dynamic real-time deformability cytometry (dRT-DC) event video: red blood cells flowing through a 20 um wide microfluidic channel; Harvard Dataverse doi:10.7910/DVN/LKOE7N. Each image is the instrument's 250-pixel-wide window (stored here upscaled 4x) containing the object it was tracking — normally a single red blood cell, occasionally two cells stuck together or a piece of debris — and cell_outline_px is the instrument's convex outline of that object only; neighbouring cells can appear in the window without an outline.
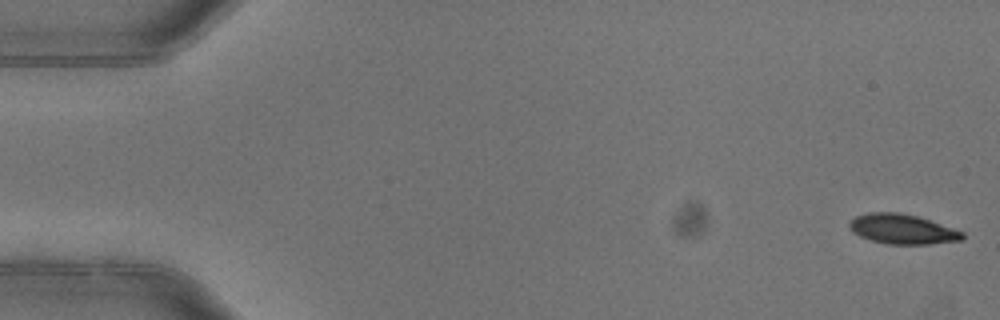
{"species": "common noctule bat (a hibernating species)", "species_latin": "Nyctalus noctula", "temperature_condition": "warm", "stored_images_in_passage": 5, "camera_frame_rate_fps": 3000, "um_per_image_px": 0.085, "animal": {"sex": "female"}, "frame": {"image": 1, "passage_image": 1, "time_ms": 0.0, "image_size_px": [1000, 320], "cell_outline_px": [[964, 236], [960, 240], [928, 244], [888, 244], [872, 240], [860, 236], [852, 232], [848, 228], [848, 224], [856, 216], [868, 212], [900, 212], [916, 216], [964, 232]], "centroid_in_image_um": [76.65, 19.47], "position_along_channel_um": 8.3, "area_um2": 19.42}}
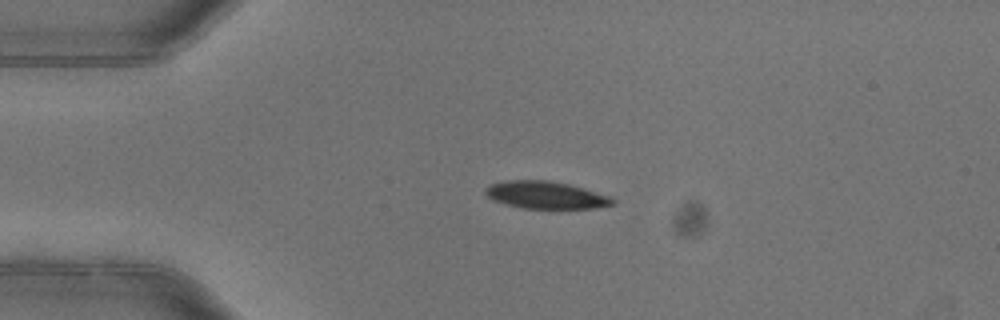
{"frame": {"image": 2, "passage_image": 4, "time_ms": 1.0, "image_size_px": [1000, 320], "cell_outline_px": [[616, 204], [596, 208], [520, 208], [492, 200], [484, 192], [484, 188], [492, 184], [508, 180], [548, 180], [568, 184], [608, 196], [616, 200]], "centroid_in_image_um": [46.37, 16.58], "position_along_channel_um": 38.6, "area_um2": 20.11}}